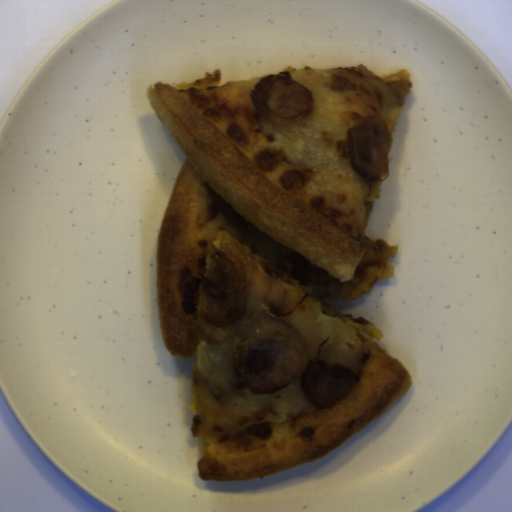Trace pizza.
I'll return each instance as SVG.
<instances>
[{
	"mask_svg": "<svg viewBox=\"0 0 512 512\" xmlns=\"http://www.w3.org/2000/svg\"><path fill=\"white\" fill-rule=\"evenodd\" d=\"M310 90L311 110L290 124L271 121L251 100L264 77L221 83V69L175 86L156 82L148 100L186 160L159 227L157 290L167 350L189 358L204 341L225 343L231 326L203 318L204 281L213 254L243 275L246 309L237 323L278 322L300 335L307 365H341L356 374L332 406L315 407L300 377L262 402L234 396L216 401L194 362L190 430L199 438L198 478L248 481L323 459L378 419L411 387L403 364L373 340L380 329L343 315L325 299H359L393 278L398 246L366 230L383 180L371 182L350 165L347 136L367 116L393 132L407 97V70L379 76L364 65L284 68ZM325 269L330 284L301 286L289 273L293 252ZM356 326L362 344L344 353L316 332L314 306Z\"/></svg>",
	"mask_w": 512,
	"mask_h": 512,
	"instance_id": "pizza-1",
	"label": "pizza"
}]
</instances>
